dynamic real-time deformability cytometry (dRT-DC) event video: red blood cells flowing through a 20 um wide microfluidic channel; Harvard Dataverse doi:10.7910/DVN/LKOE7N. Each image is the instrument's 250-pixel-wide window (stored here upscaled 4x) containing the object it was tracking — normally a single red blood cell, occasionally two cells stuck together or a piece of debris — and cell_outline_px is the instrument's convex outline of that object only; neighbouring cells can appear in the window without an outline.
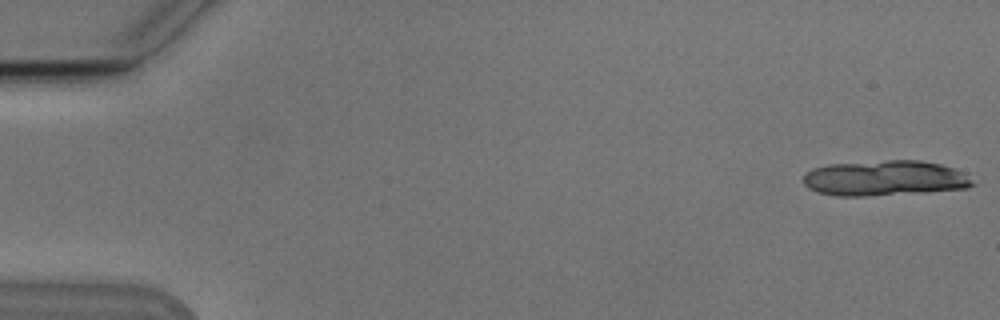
{"species": "Egyptian fruit bat (a non-hibernating species)", "species_latin": "Rousettus aegyptiacus", "temperature_condition": "cold", "stored_images_in_passage": 13, "camera_frame_rate_fps": 3000, "um_per_image_px": 0.085, "animal": {"sex": "male"}, "frame": {"image": 1, "passage_image": 1, "time_ms": 0.0, "image_size_px": [1000, 320], "cell_outline_px": [[976, 184], [968, 188], [920, 192], [868, 196], [836, 196], [816, 192], [808, 188], [804, 184], [804, 176], [812, 168], [828, 164], [888, 160], [920, 160], [940, 164], [968, 172]], "centroid_in_image_um": [75.25, 15.14], "position_along_channel_um": 9.8, "area_um2": 35.2}}